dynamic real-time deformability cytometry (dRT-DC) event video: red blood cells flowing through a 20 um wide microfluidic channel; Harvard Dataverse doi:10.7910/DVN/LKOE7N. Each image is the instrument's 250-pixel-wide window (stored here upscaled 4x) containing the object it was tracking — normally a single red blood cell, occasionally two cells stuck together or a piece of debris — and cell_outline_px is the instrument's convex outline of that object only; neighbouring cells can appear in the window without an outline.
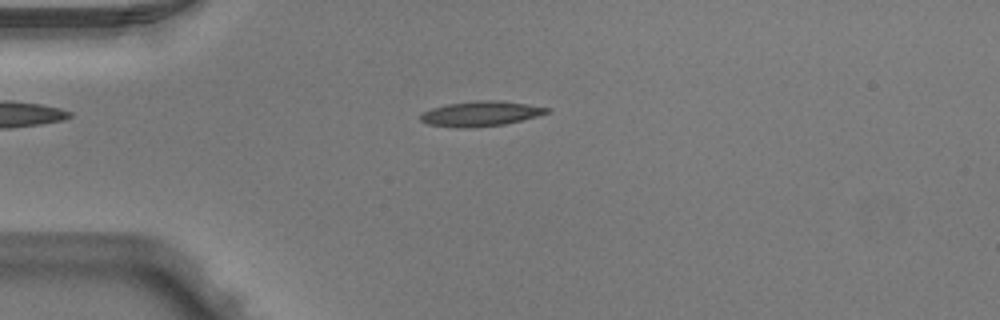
{"species": "Egyptian fruit bat (a non-hibernating species)", "species_latin": "Rousettus aegyptiacus", "temperature_condition": "warm", "stored_images_in_passage": 3, "camera_frame_rate_fps": 3000, "um_per_image_px": 0.085, "animal": {"sex": "male"}, "frame": {"image": 1, "passage_image": 3, "time_ms": 0.667, "image_size_px": [1000, 320], "cell_outline_px": [[552, 112], [504, 124], [468, 128], [456, 128], [428, 124], [420, 120], [420, 116], [424, 112], [432, 108], [448, 104], [484, 100], [496, 100], [528, 104], [552, 108]], "centroid_in_image_um": [40.89, 9.67], "position_along_channel_um": 44.1, "area_um2": 18.26}}